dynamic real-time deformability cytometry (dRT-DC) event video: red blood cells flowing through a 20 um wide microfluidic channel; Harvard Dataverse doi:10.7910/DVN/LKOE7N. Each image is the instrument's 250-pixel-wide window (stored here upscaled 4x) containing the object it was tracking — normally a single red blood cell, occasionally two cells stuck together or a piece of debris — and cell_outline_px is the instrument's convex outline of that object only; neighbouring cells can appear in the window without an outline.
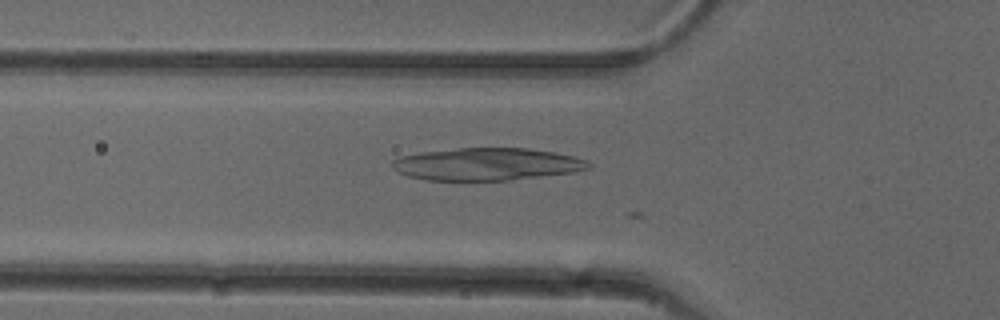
{"species": "common noctule bat (a hibernating species)", "species_latin": "Nyctalus noctula", "temperature_condition": "cold", "stored_images_in_passage": 19, "camera_frame_rate_fps": 3000, "um_per_image_px": 0.085, "animal": {"sex": "female"}, "frame": {"image": 1, "passage_image": 18, "time_ms": 5.667, "image_size_px": [1000, 320], "cell_outline_px": [[592, 164], [588, 168], [576, 172], [508, 180], [424, 180], [408, 176], [392, 168], [392, 160], [400, 156], [420, 152], [456, 148], [528, 148], [576, 156], [588, 160]], "centroid_in_image_um": [41.39, 13.95], "position_along_channel_um": 84.4, "area_um2": 37.22}}